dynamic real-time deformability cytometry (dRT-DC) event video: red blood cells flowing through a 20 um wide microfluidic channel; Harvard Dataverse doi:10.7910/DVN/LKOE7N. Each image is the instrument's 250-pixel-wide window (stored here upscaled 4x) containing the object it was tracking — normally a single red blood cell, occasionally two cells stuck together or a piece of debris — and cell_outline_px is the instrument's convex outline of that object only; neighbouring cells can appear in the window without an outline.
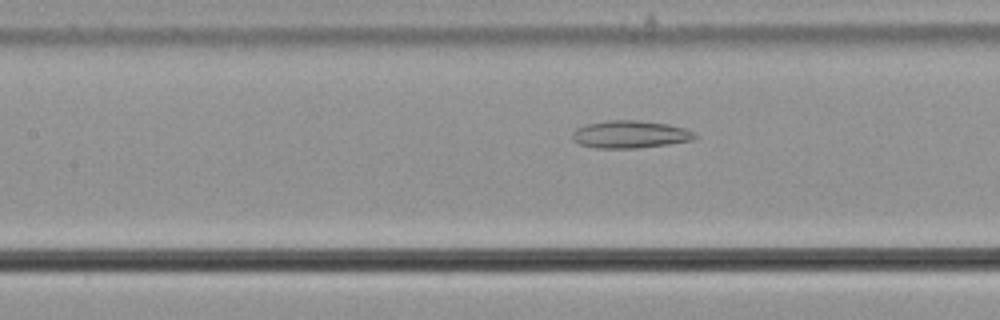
{"species": "common noctule bat (a hibernating species)", "species_latin": "Nyctalus noctula", "temperature_condition": "cold", "stored_images_in_passage": 55, "camera_frame_rate_fps": 3000, "um_per_image_px": 0.085, "animal": {"sex": "male", "body_mass_g": 21.5, "forearm_length_mm": 52.0}, "frame": {"image": 1, "passage_image": 25, "time_ms": 8.0, "image_size_px": [1000, 320], "cell_outline_px": [[700, 136], [692, 140], [668, 144], [636, 148], [596, 148], [580, 144], [572, 140], [572, 132], [576, 128], [588, 124], [608, 120], [636, 120], [668, 124], [684, 128], [696, 132]], "centroid_in_image_um": [53.58, 11.42], "position_along_channel_um": 153.8, "area_um2": 19.71}}
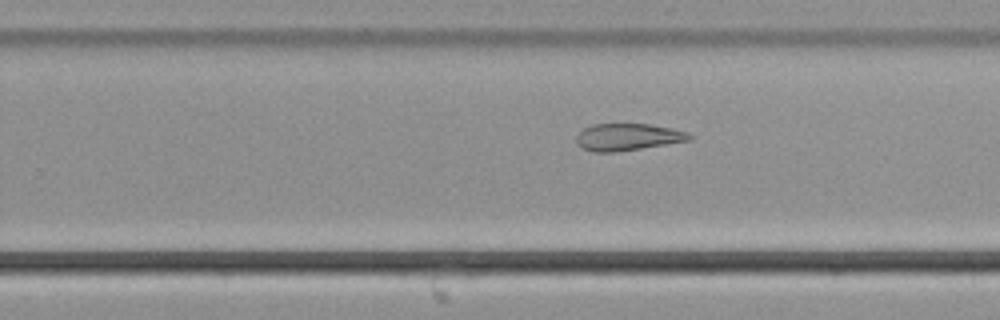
{"frame": {"image": 2, "passage_image": 35, "time_ms": 11.333, "image_size_px": [1000, 320], "cell_outline_px": [[696, 136], [688, 140], [616, 152], [592, 152], [580, 148], [576, 140], [576, 136], [584, 128], [592, 124], [648, 124], [672, 128], [688, 132]], "centroid_in_image_um": [53.33, 11.64], "position_along_channel_um": 276.5, "area_um2": 17.74}}
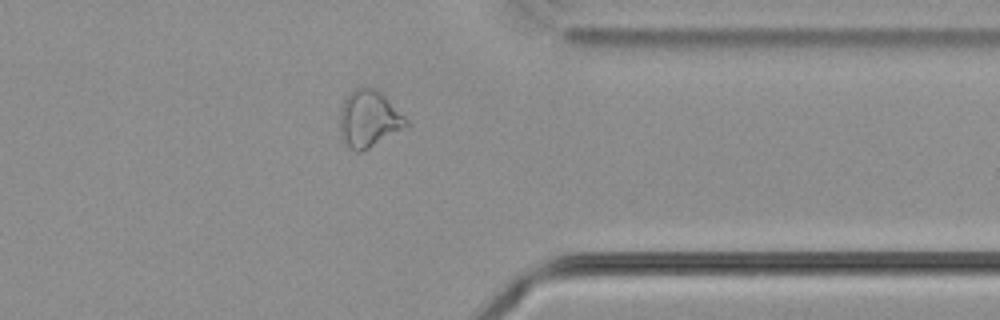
{"frame": {"image": 3, "passage_image": 44, "time_ms": 14.333, "image_size_px": [1000, 320], "cell_outline_px": [[408, 128], [360, 152], [356, 152], [344, 140], [340, 132], [340, 108], [344, 100], [352, 88], [364, 84], [376, 88], [408, 120]], "centroid_in_image_um": [31.36, 10.06], "position_along_channel_um": 380.0, "area_um2": 22.14}}